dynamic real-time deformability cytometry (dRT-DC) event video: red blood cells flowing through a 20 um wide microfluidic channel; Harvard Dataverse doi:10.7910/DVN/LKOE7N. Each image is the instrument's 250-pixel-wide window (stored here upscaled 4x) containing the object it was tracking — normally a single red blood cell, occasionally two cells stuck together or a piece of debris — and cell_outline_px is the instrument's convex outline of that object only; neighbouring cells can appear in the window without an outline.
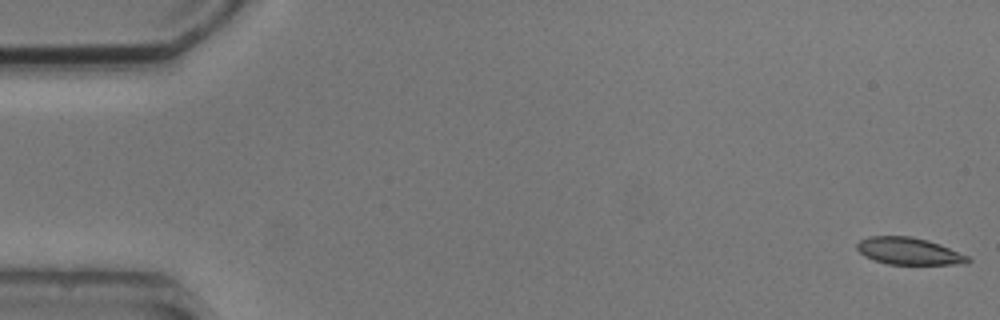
{"species": "common noctule bat (a hibernating species)", "species_latin": "Nyctalus noctula", "temperature_condition": "cold", "stored_images_in_passage": 6, "camera_frame_rate_fps": 3000, "um_per_image_px": 0.085, "animal": {"sex": "male", "body_mass_g": 20.5, "forearm_length_mm": 52.5}, "frame": {"image": 1, "passage_image": 1, "time_ms": 0.0, "image_size_px": [1000, 320], "cell_outline_px": [[972, 260], [968, 264], [888, 264], [864, 256], [856, 248], [856, 244], [860, 240], [868, 236], [912, 236], [928, 240], [940, 244], [968, 256]], "centroid_in_image_um": [77.26, 21.34], "position_along_channel_um": 7.7, "area_um2": 17.51}}
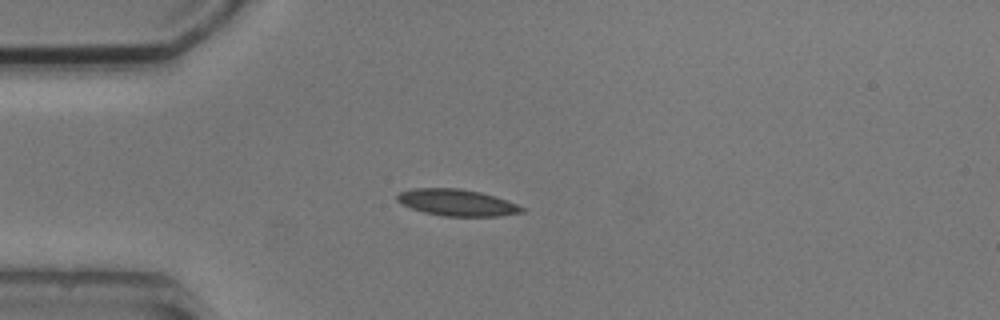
{"frame": {"image": 2, "passage_image": 5, "time_ms": 4.333, "image_size_px": [1000, 320], "cell_outline_px": [[524, 212], [500, 216], [444, 216], [424, 212], [400, 204], [396, 200], [396, 196], [400, 192], [412, 188], [460, 188], [480, 192], [496, 196], [516, 204], [524, 208]], "centroid_in_image_um": [38.82, 17.21], "position_along_channel_um": 46.2, "area_um2": 19.36}}